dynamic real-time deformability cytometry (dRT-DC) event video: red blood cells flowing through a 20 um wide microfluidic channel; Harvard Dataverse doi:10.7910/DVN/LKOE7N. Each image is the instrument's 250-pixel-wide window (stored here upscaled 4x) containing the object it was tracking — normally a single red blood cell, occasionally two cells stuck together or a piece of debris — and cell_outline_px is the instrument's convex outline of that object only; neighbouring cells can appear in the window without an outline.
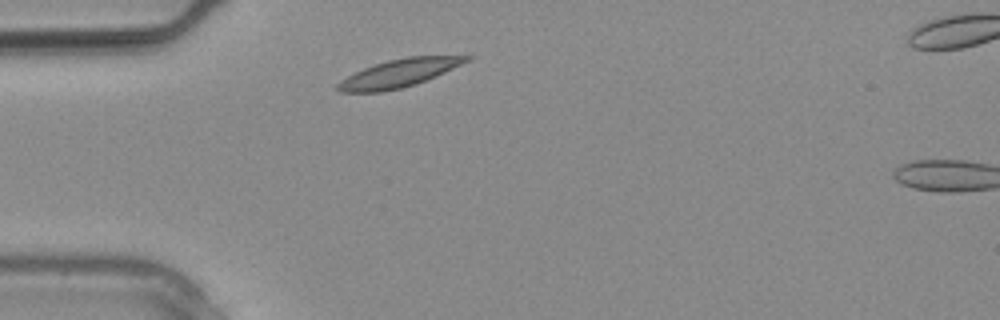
{"species": "common noctule bat (a hibernating species)", "species_latin": "Nyctalus noctula", "temperature_condition": "warm", "stored_images_in_passage": 2, "camera_frame_rate_fps": 3000, "um_per_image_px": 0.085, "animal": {"sex": "male", "body_mass_g": 20.4}, "frame": {"image": 1, "passage_image": 1, "time_ms": 0.0, "image_size_px": [1000, 320], "cell_outline_px": [[472, 60], [436, 76], [416, 84], [400, 88], [380, 92], [340, 92], [336, 88], [336, 84], [340, 80], [364, 68], [388, 60], [408, 56], [472, 56]], "centroid_in_image_um": [33.93, 6.22], "position_along_channel_um": 51.1, "area_um2": 20.81}}